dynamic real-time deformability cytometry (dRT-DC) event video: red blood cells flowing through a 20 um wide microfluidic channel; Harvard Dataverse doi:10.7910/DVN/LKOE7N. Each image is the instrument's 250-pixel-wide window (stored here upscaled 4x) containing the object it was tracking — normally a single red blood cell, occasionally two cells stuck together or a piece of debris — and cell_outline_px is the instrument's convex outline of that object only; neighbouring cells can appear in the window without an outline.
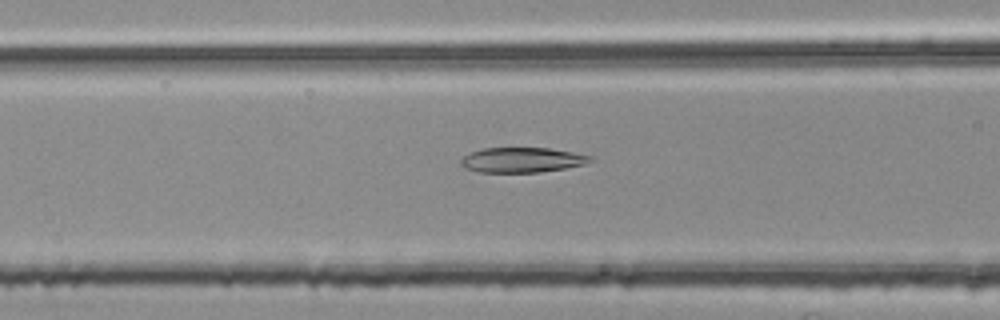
{"species": "common noctule bat (a hibernating species)", "species_latin": "Nyctalus noctula", "temperature_condition": "room temperature", "stored_images_in_passage": 40, "camera_frame_rate_fps": 3000, "um_per_image_px": 0.085, "animal": {"sex": "female", "body_mass_g": 25.1}, "frame": {"image": 1, "passage_image": 17, "time_ms": 5.333, "image_size_px": [1000, 320], "cell_outline_px": [[592, 160], [584, 164], [564, 168], [540, 172], [480, 172], [464, 168], [460, 164], [460, 160], [464, 156], [480, 148], [548, 148], [572, 152], [592, 156]], "centroid_in_image_um": [44.33, 13.59], "position_along_channel_um": 122.3, "area_um2": 18.73}}
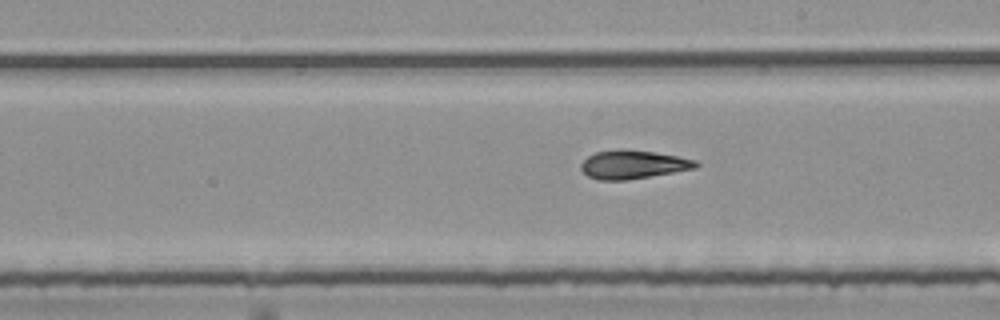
{"frame": {"image": 2, "passage_image": 26, "time_ms": 8.333, "image_size_px": [1000, 320], "cell_outline_px": [[700, 164], [696, 168], [628, 180], [596, 180], [588, 176], [580, 168], [580, 164], [588, 156], [596, 152], [624, 148], [656, 152], [696, 160]], "centroid_in_image_um": [53.79, 13.98], "position_along_channel_um": 235.2, "area_um2": 19.19}}
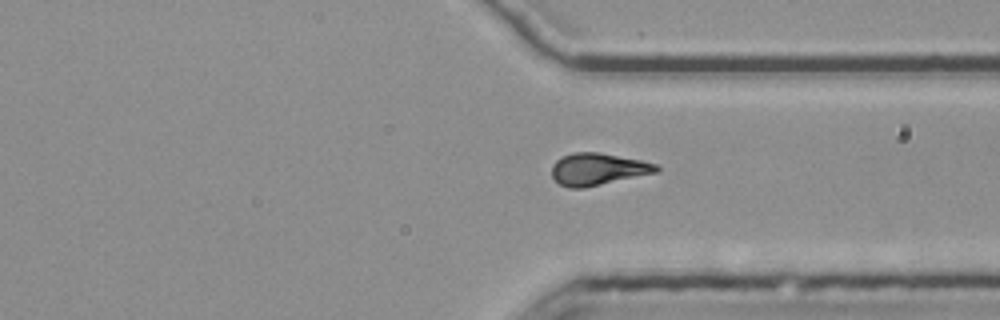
{"frame": {"image": 3, "passage_image": 36, "time_ms": 11.667, "image_size_px": [1000, 320], "cell_outline_px": [[660, 168], [656, 172], [584, 188], [568, 188], [560, 184], [552, 176], [552, 164], [560, 156], [572, 152], [600, 152], [640, 160], [656, 164]], "centroid_in_image_um": [50.77, 14.37], "position_along_channel_um": 360.6, "area_um2": 19.48}}